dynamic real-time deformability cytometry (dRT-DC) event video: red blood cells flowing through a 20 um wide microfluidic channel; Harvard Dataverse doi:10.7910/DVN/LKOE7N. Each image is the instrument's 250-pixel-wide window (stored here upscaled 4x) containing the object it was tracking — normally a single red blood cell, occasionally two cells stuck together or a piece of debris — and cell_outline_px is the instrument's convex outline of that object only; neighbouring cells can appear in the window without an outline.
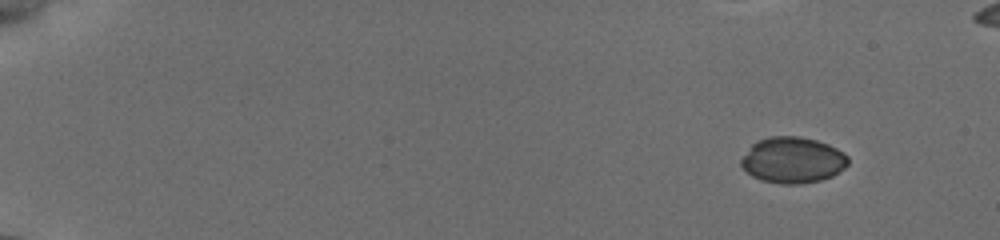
{"species": "common noctule bat (a hibernating species)", "species_latin": "Nyctalus noctula", "temperature_condition": "cold", "stored_images_in_passage": 43, "camera_frame_rate_fps": 3000, "um_per_image_px": 0.085, "animal": {"sex": "female", "body_mass_g": 19.5, "forearm_length_mm": 54.1}, "frame": {"image": 1, "passage_image": 1, "time_ms": 0.0, "image_size_px": [1000, 240], "cell_outline_px": [[848, 164], [844, 168], [832, 176], [820, 180], [800, 184], [780, 184], [760, 180], [752, 176], [740, 164], [740, 160], [752, 144], [768, 136], [800, 136], [816, 140], [828, 144], [844, 152], [848, 156]], "centroid_in_image_um": [67.38, 13.61], "position_along_channel_um": 17.6, "area_um2": 28.73}}